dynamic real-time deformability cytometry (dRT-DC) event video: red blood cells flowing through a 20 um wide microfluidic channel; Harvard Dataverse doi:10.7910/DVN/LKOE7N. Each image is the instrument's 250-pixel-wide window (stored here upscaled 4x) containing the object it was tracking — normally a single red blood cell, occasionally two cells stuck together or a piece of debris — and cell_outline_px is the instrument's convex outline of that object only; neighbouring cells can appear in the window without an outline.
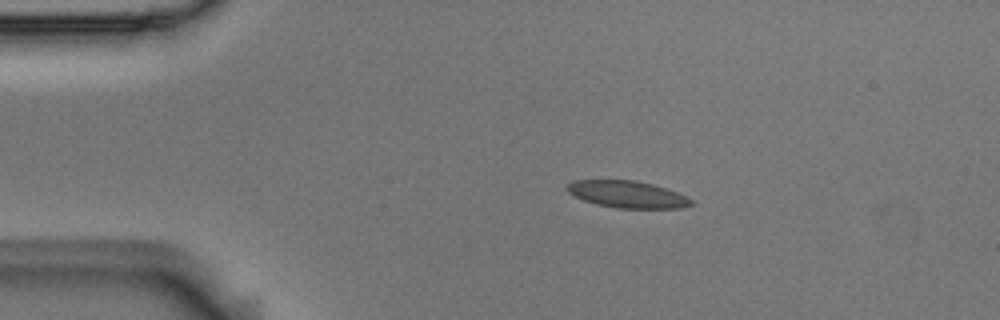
{"species": "Egyptian fruit bat (a non-hibernating species)", "species_latin": "Rousettus aegyptiacus", "temperature_condition": "room temperature", "stored_images_in_passage": 7, "camera_frame_rate_fps": 3000, "um_per_image_px": 0.085, "animal": {"sex": "male"}, "frame": {"image": 1, "passage_image": 3, "time_ms": 0.667, "image_size_px": [1000, 320], "cell_outline_px": [[692, 204], [684, 208], [616, 208], [596, 204], [584, 200], [568, 192], [564, 188], [572, 180], [636, 180], [652, 184], [676, 192], [692, 200]], "centroid_in_image_um": [53.28, 16.51], "position_along_channel_um": 31.7, "area_um2": 19.36}}
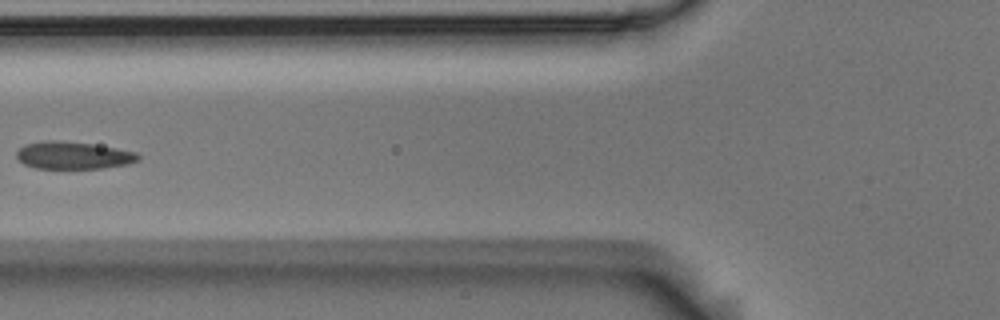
{"frame": {"image": 2, "passage_image": 6, "time_ms": 1.667, "image_size_px": [1000, 320], "cell_outline_px": [[140, 160], [128, 164], [104, 168], [36, 168], [24, 164], [16, 156], [16, 152], [24, 144], [44, 140], [60, 140], [92, 144], [116, 148], [136, 152], [140, 156]], "centroid_in_image_um": [6.23, 13.2], "position_along_channel_um": 119.6, "area_um2": 19.48}}
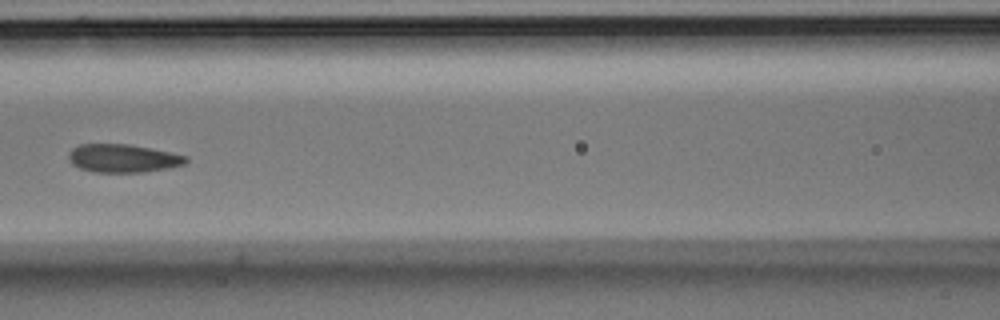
{"frame": {"image": 3, "passage_image": 7, "time_ms": 2.0, "image_size_px": [1000, 320], "cell_outline_px": [[188, 160], [184, 164], [168, 168], [144, 172], [92, 172], [80, 168], [72, 164], [68, 160], [68, 152], [72, 148], [80, 144], [128, 144], [188, 156]], "centroid_in_image_um": [10.41, 13.46], "position_along_channel_um": 156.2, "area_um2": 19.25}}